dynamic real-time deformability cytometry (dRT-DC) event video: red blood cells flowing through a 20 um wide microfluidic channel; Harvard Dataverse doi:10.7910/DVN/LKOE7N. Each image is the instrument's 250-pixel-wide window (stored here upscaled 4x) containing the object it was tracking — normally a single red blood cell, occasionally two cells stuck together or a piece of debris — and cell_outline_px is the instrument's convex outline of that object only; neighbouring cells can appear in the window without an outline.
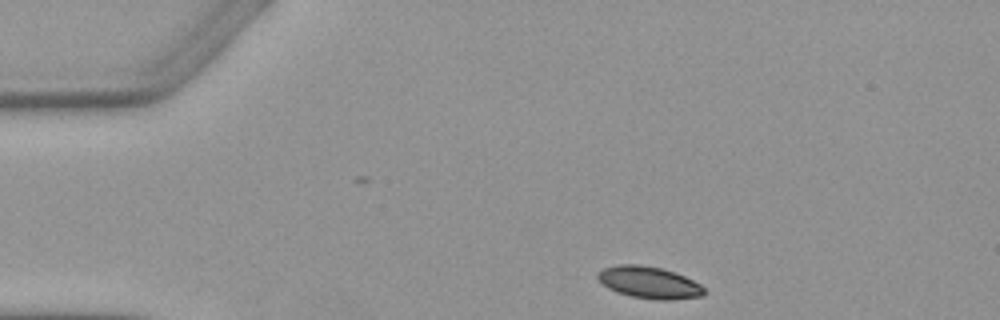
{"species": "Egyptian fruit bat (a non-hibernating species)", "species_latin": "Rousettus aegyptiacus", "temperature_condition": "warm", "stored_images_in_passage": 2, "camera_frame_rate_fps": 3000, "um_per_image_px": 0.085, "animal": {"sex": "female"}, "frame": {"image": 1, "passage_image": 1, "time_ms": 0.0, "image_size_px": [1000, 320], "cell_outline_px": [[704, 296], [672, 300], [660, 300], [632, 296], [616, 292], [608, 288], [596, 276], [604, 268], [616, 264], [640, 264], [664, 268], [676, 272], [700, 284], [704, 288]], "centroid_in_image_um": [55.2, 24.0], "position_along_channel_um": 29.8, "area_um2": 19.83}}